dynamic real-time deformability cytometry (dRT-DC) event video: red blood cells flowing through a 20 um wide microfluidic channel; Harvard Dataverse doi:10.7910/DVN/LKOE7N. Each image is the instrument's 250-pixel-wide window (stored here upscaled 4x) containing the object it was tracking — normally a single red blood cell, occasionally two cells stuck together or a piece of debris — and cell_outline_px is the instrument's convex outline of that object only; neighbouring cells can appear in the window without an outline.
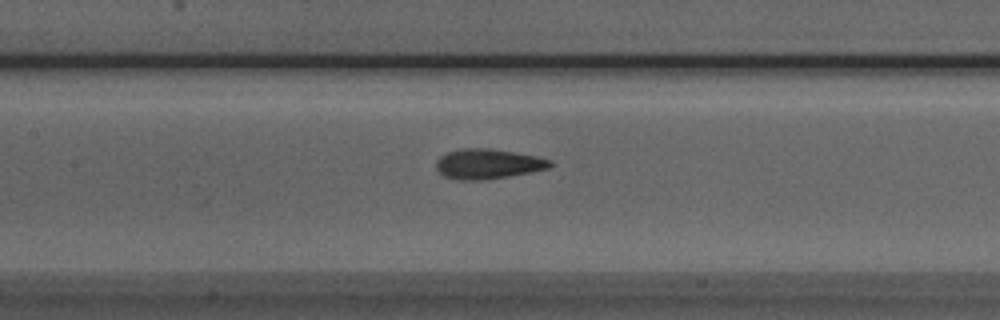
{"species": "Egyptian fruit bat (a non-hibernating species)", "species_latin": "Rousettus aegyptiacus", "temperature_condition": "room temperature", "stored_images_in_passage": 37, "camera_frame_rate_fps": 3000, "um_per_image_px": 0.085, "animal": {"sex": "male"}, "frame": {"image": 1, "passage_image": 11, "time_ms": 3.333, "image_size_px": [1000, 320], "cell_outline_px": [[552, 164], [548, 168], [508, 176], [480, 180], [460, 180], [444, 176], [436, 168], [436, 160], [440, 156], [448, 152], [460, 148], [488, 148], [536, 156], [552, 160]], "centroid_in_image_um": [41.43, 13.92], "position_along_channel_um": 166.0, "area_um2": 19.65}}
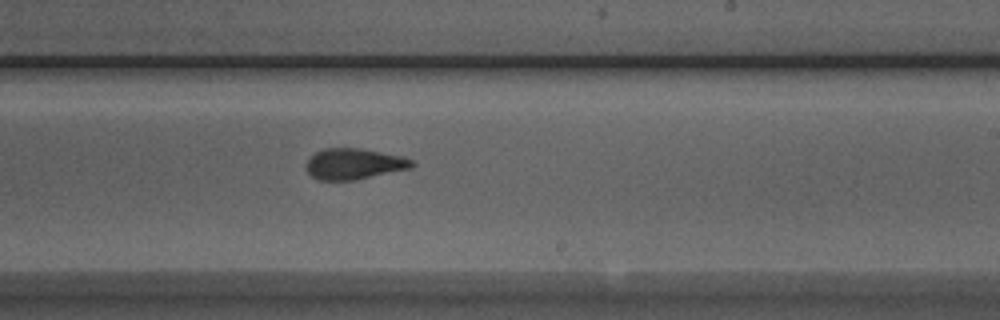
{"frame": {"image": 2, "passage_image": 18, "time_ms": 5.667, "image_size_px": [1000, 320], "cell_outline_px": [[416, 164], [412, 168], [356, 180], [320, 180], [312, 176], [304, 168], [308, 160], [316, 152], [324, 148], [360, 148], [400, 156], [412, 160]], "centroid_in_image_um": [30.09, 13.94], "position_along_channel_um": 258.9, "area_um2": 19.02}}
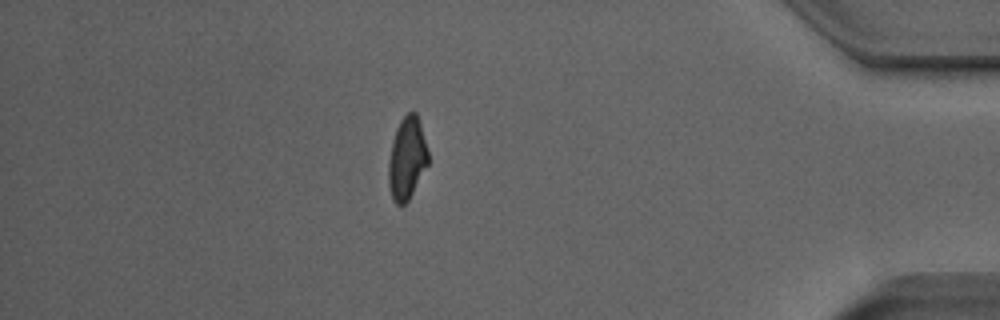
{"frame": {"image": 3, "passage_image": 32, "time_ms": 10.333, "image_size_px": [1000, 320], "cell_outline_px": [[428, 164], [408, 200], [404, 204], [396, 204], [392, 200], [388, 184], [388, 164], [392, 140], [396, 128], [400, 120], [408, 112], [416, 112], [420, 124], [428, 152]], "centroid_in_image_um": [34.57, 13.47], "position_along_channel_um": 400.6, "area_um2": 18.9}, "authors_computed_cell_mechanics": {"area_um2": 19.4786, "velocity_mm_per_s": 4.0122, "shape_relaxation_time_tau1_ms": 3.9736, "shape_relaxation_time_tau2_ms": 1.6545, "deformation_change_tau1": 0.1726, "deformation_change_tau2": 0.0947}}